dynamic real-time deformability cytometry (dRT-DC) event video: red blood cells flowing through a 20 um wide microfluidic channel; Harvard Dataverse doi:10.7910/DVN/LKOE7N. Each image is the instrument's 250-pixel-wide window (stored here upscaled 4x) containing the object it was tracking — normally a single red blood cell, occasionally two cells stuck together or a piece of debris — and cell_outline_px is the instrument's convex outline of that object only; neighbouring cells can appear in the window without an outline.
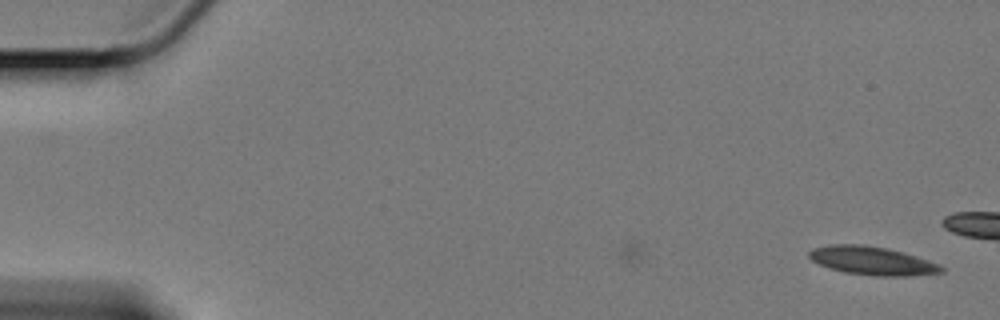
{"species": "Egyptian fruit bat (a non-hibernating species)", "species_latin": "Rousettus aegyptiacus", "temperature_condition": "cold", "stored_images_in_passage": 16, "camera_frame_rate_fps": 3000, "um_per_image_px": 0.085, "animal": {"sex": "female"}, "frame": {"image": 1, "passage_image": 1, "time_ms": 0.0, "image_size_px": [1000, 320], "cell_outline_px": [[944, 272], [908, 276], [876, 276], [844, 272], [820, 264], [812, 260], [808, 256], [808, 252], [812, 248], [828, 244], [864, 244], [904, 252], [940, 264], [944, 268]], "centroid_in_image_um": [74.14, 22.15], "position_along_channel_um": 10.9, "area_um2": 21.91}}